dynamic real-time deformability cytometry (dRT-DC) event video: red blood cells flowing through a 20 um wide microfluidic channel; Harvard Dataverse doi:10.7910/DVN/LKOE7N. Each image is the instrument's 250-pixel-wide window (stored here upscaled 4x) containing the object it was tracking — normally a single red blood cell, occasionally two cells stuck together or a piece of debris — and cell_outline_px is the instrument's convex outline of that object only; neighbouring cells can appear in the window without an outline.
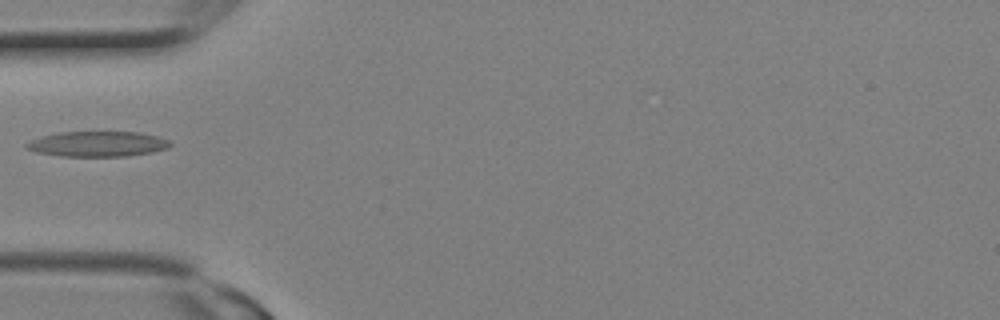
{"species": "Egyptian fruit bat (a non-hibernating species)", "species_latin": "Rousettus aegyptiacus", "temperature_condition": "room temperature", "stored_images_in_passage": 21, "camera_frame_rate_fps": 3000, "um_per_image_px": 0.085, "animal": {"sex": "female"}, "frame": {"image": 1, "passage_image": 4, "time_ms": 1.0, "image_size_px": [1000, 320], "cell_outline_px": [[172, 144], [168, 148], [152, 152], [128, 156], [60, 156], [36, 152], [24, 148], [24, 144], [40, 136], [60, 132], [140, 132], [172, 140]], "centroid_in_image_um": [8.3, 12.23], "position_along_channel_um": 76.7, "area_um2": 21.33}}
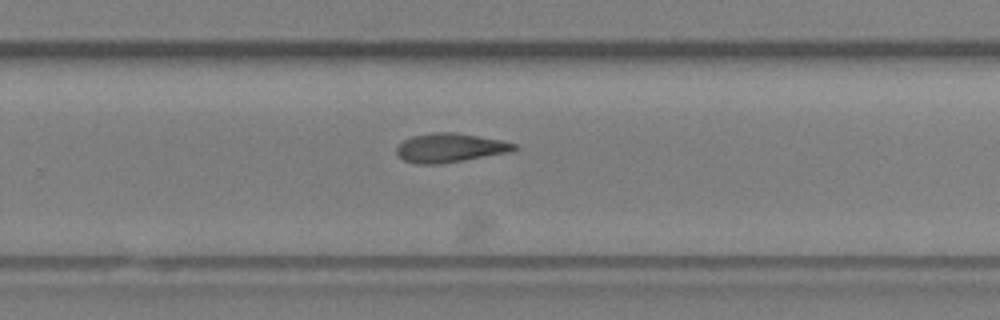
{"frame": {"image": 2, "passage_image": 12, "time_ms": 3.667, "image_size_px": [1000, 320], "cell_outline_px": [[516, 148], [512, 152], [464, 160], [432, 164], [416, 164], [404, 160], [396, 152], [396, 148], [404, 140], [412, 136], [432, 132], [456, 132], [500, 140], [516, 144]], "centroid_in_image_um": [38.25, 12.56], "position_along_channel_um": 291.6, "area_um2": 19.71}}
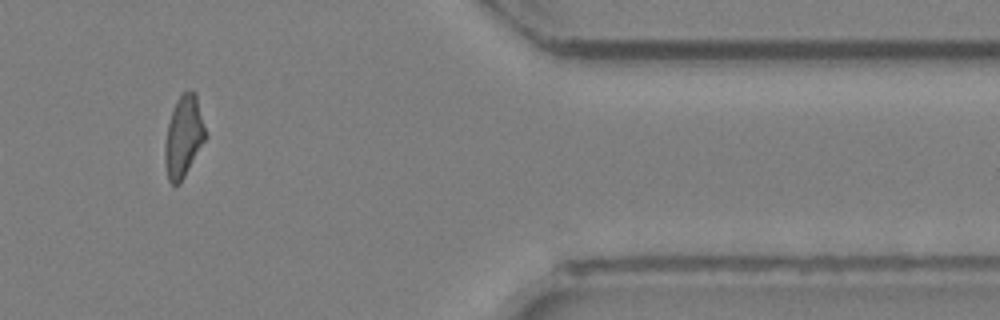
{"frame": {"image": 3, "passage_image": 17, "time_ms": 5.333, "image_size_px": [1000, 320], "cell_outline_px": [[208, 136], [180, 184], [172, 184], [168, 180], [164, 160], [164, 144], [168, 124], [176, 100], [184, 92], [196, 92]], "centroid_in_image_um": [15.62, 11.63], "position_along_channel_um": 395.8, "area_um2": 19.42}}